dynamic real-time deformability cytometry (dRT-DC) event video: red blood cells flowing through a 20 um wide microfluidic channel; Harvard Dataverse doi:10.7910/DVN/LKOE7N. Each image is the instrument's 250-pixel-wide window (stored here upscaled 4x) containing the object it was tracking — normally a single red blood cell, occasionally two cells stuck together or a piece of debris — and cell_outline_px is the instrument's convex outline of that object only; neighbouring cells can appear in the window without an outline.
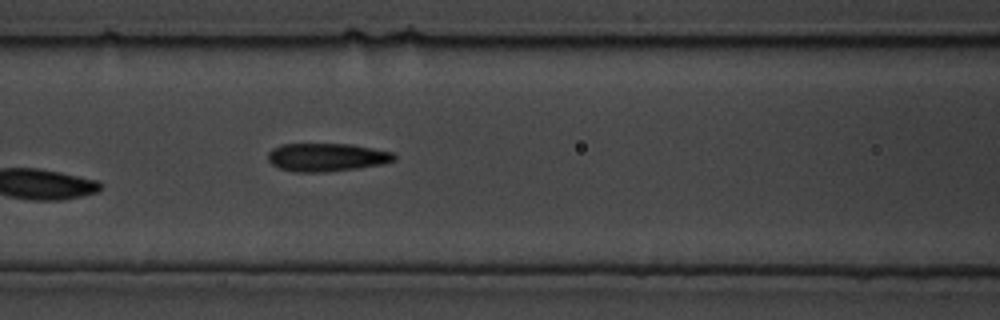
{"species": "common noctule bat (a hibernating species)", "species_latin": "Nyctalus noctula", "temperature_condition": "cold", "stored_images_in_passage": 7, "camera_frame_rate_fps": 3000, "um_per_image_px": 0.085, "animal": {"sex": "male", "body_mass_g": 19.5, "forearm_length_mm": 54.6}, "frame": {"image": 1, "passage_image": 5, "time_ms": 1.333, "image_size_px": [1000, 320], "cell_outline_px": [[396, 160], [384, 164], [356, 168], [324, 172], [296, 172], [280, 168], [272, 164], [268, 160], [268, 152], [272, 148], [280, 144], [352, 144], [392, 152], [396, 156]], "centroid_in_image_um": [27.77, 13.36], "position_along_channel_um": 138.8, "area_um2": 20.75}}
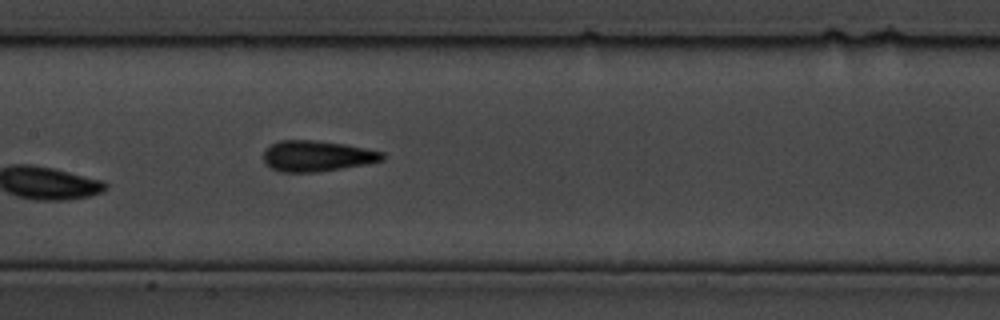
{"frame": {"image": 2, "passage_image": 7, "time_ms": 2.0, "image_size_px": [1000, 320], "cell_outline_px": [[384, 160], [368, 164], [316, 172], [284, 172], [272, 168], [264, 164], [264, 148], [280, 140], [316, 140], [344, 144], [384, 152]], "centroid_in_image_um": [26.94, 13.26], "position_along_channel_um": 180.5, "area_um2": 21.39}}